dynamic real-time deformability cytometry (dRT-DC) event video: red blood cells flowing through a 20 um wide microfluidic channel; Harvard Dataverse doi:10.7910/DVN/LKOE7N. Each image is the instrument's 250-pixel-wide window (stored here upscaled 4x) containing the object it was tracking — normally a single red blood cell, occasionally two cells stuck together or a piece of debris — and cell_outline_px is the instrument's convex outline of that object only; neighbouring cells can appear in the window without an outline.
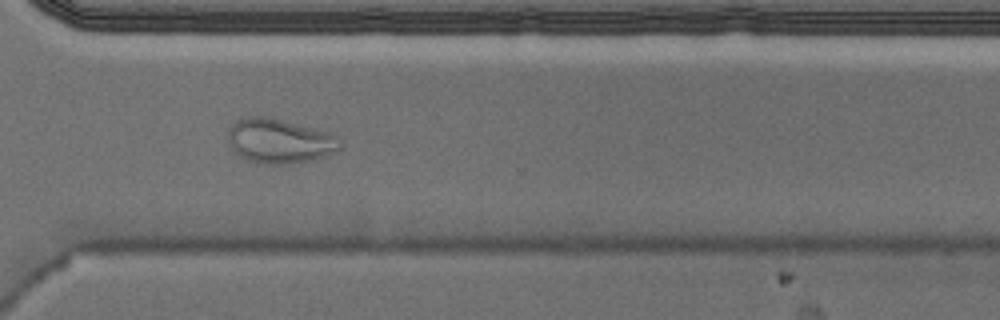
{"species": "Egyptian fruit bat (a non-hibernating species)", "species_latin": "Rousettus aegyptiacus", "temperature_condition": "cold", "stored_images_in_passage": 55, "camera_frame_rate_fps": 3000, "um_per_image_px": 0.085, "animal": {"sex": "male"}, "frame": {"image": 1, "passage_image": 40, "time_ms": 13.0, "image_size_px": [1000, 320], "cell_outline_px": [[340, 148], [336, 152], [324, 156], [308, 160], [288, 164], [256, 164], [240, 156], [228, 144], [228, 128], [236, 120], [248, 116], [268, 116], [328, 132], [336, 136], [340, 144]], "centroid_in_image_um": [23.7, 11.98], "position_along_channel_um": 346.9, "area_um2": 29.07}}